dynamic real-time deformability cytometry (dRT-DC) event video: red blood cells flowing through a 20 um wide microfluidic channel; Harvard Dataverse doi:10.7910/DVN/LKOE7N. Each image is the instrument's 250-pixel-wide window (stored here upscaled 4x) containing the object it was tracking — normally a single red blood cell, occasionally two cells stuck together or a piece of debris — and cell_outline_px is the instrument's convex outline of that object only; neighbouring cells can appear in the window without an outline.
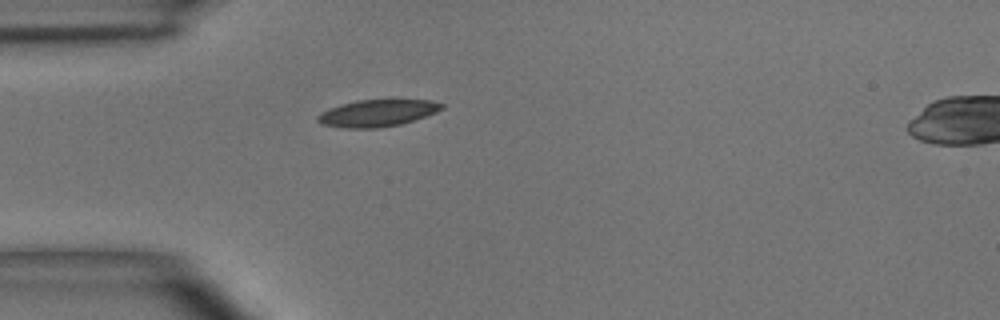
{"species": "common noctule bat (a hibernating species)", "species_latin": "Nyctalus noctula", "temperature_condition": "room temperature", "stored_images_in_passage": 1, "camera_frame_rate_fps": 3000, "um_per_image_px": 0.085, "animal": {"sex": "male", "body_mass_g": 15.6}, "frame": {"image": 1, "passage_image": 1, "time_ms": 0.0, "image_size_px": [1000, 320], "cell_outline_px": [[444, 108], [436, 112], [400, 124], [380, 128], [340, 128], [320, 124], [316, 120], [316, 116], [320, 112], [328, 108], [340, 104], [356, 100], [428, 100], [444, 104]], "centroid_in_image_um": [31.99, 9.62], "position_along_channel_um": 53.0, "area_um2": 19.54}}